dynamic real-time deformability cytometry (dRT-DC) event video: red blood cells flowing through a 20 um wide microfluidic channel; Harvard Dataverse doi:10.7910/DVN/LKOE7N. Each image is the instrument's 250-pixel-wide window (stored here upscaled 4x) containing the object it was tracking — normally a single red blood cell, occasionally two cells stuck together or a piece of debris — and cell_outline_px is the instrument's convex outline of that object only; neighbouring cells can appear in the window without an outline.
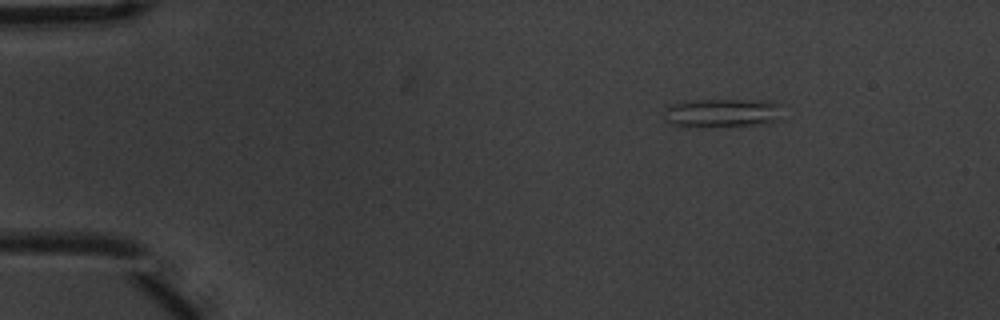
{"species": "common noctule bat (a hibernating species)", "species_latin": "Nyctalus noctula", "temperature_condition": "warm", "stored_images_in_passage": 6, "camera_frame_rate_fps": 3000, "um_per_image_px": 0.085, "animal": {"sex": "male", "body_mass_g": 20.1, "forearm_length_mm": 53.5}, "frame": {"image": 1, "passage_image": 1, "time_ms": 0.0, "image_size_px": [1000, 320], "cell_outline_px": [[784, 120], [768, 124], [672, 124], [664, 120], [664, 104], [692, 100], [744, 100], [780, 104]], "centroid_in_image_um": [61.41, 9.56], "position_along_channel_um": 23.6, "area_um2": 19.19}}
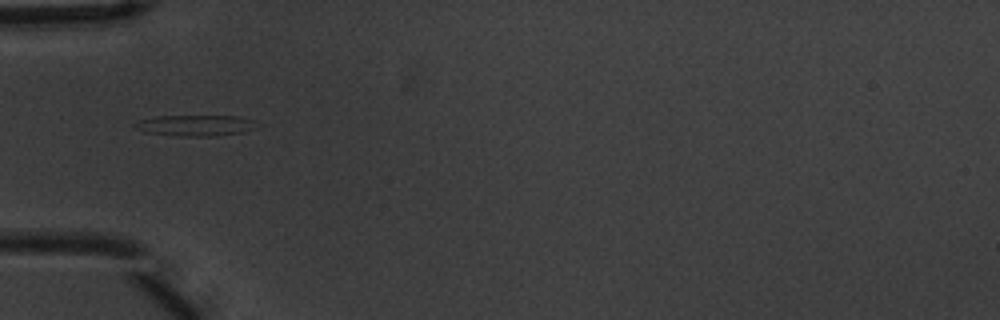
{"frame": {"image": 2, "passage_image": 4, "time_ms": 1.0, "image_size_px": [1000, 320], "cell_outline_px": [[256, 128], [244, 132], [216, 136], [176, 136], [144, 132], [132, 128], [132, 124], [140, 120], [156, 116], [240, 116], [256, 120]], "centroid_in_image_um": [16.6, 10.66], "position_along_channel_um": 68.4, "area_um2": 15.2}}
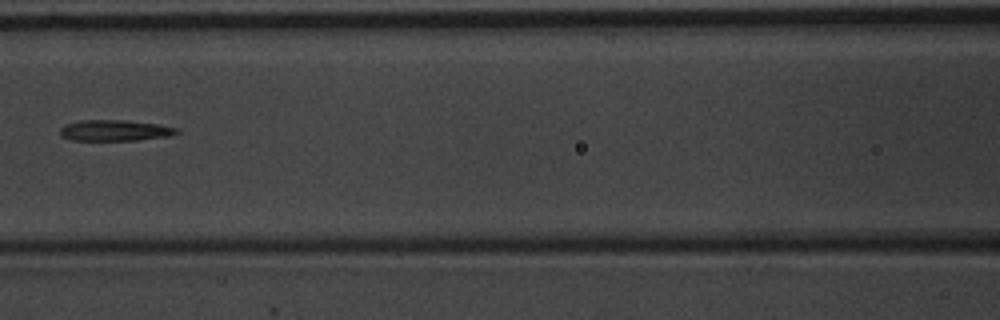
{"frame": {"image": 3, "passage_image": 6, "time_ms": 1.667, "image_size_px": [1000, 320], "cell_outline_px": [[180, 132], [168, 136], [136, 140], [72, 140], [60, 136], [60, 128], [64, 124], [80, 120], [128, 120], [160, 124], [180, 128]], "centroid_in_image_um": [9.78, 11.07], "position_along_channel_um": 156.8, "area_um2": 14.45}}